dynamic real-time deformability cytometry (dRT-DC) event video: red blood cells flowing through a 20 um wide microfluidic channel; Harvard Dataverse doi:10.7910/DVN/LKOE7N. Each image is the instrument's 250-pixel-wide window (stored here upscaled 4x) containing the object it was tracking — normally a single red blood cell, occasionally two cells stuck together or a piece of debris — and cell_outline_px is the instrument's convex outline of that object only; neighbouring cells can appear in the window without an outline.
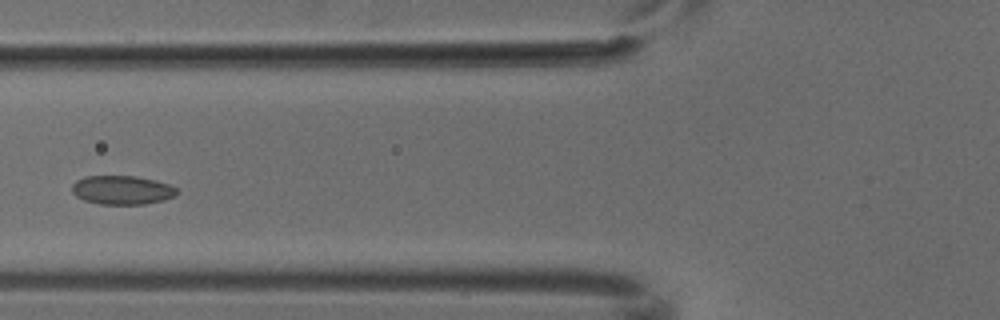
{"species": "common noctule bat (a hibernating species)", "species_latin": "Nyctalus noctula", "temperature_condition": "cold", "stored_images_in_passage": 4, "camera_frame_rate_fps": 3000, "um_per_image_px": 0.085, "animal": {"sex": "male", "body_mass_g": 18.8}, "frame": {"image": 1, "passage_image": 4, "time_ms": 1.0, "image_size_px": [1000, 320], "cell_outline_px": [[176, 196], [164, 200], [144, 204], [100, 204], [84, 200], [76, 196], [72, 192], [72, 184], [76, 180], [84, 176], [136, 176], [156, 180], [168, 184], [176, 188]], "centroid_in_image_um": [10.36, 16.15], "position_along_channel_um": 115.4, "area_um2": 17.69}}